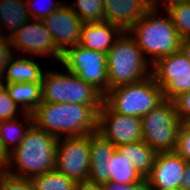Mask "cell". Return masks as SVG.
Returning a JSON list of instances; mask_svg holds the SVG:
<instances>
[{"instance_id": "cell-1", "label": "cell", "mask_w": 190, "mask_h": 190, "mask_svg": "<svg viewBox=\"0 0 190 190\" xmlns=\"http://www.w3.org/2000/svg\"><path fill=\"white\" fill-rule=\"evenodd\" d=\"M100 109L101 106L42 101L32 113L33 124L57 138L84 136L98 130Z\"/></svg>"}, {"instance_id": "cell-2", "label": "cell", "mask_w": 190, "mask_h": 190, "mask_svg": "<svg viewBox=\"0 0 190 190\" xmlns=\"http://www.w3.org/2000/svg\"><path fill=\"white\" fill-rule=\"evenodd\" d=\"M58 140L33 124L19 145L8 154L3 170L26 179L54 170ZM13 165L19 170L18 173L12 170Z\"/></svg>"}, {"instance_id": "cell-3", "label": "cell", "mask_w": 190, "mask_h": 190, "mask_svg": "<svg viewBox=\"0 0 190 190\" xmlns=\"http://www.w3.org/2000/svg\"><path fill=\"white\" fill-rule=\"evenodd\" d=\"M159 10L149 9L129 30L138 47L153 65L157 60L180 50L181 36L173 25L170 14L157 17ZM134 33V34H133Z\"/></svg>"}, {"instance_id": "cell-4", "label": "cell", "mask_w": 190, "mask_h": 190, "mask_svg": "<svg viewBox=\"0 0 190 190\" xmlns=\"http://www.w3.org/2000/svg\"><path fill=\"white\" fill-rule=\"evenodd\" d=\"M147 60L135 39L123 31L107 52L109 89L151 76L152 65Z\"/></svg>"}, {"instance_id": "cell-5", "label": "cell", "mask_w": 190, "mask_h": 190, "mask_svg": "<svg viewBox=\"0 0 190 190\" xmlns=\"http://www.w3.org/2000/svg\"><path fill=\"white\" fill-rule=\"evenodd\" d=\"M164 100L162 88L153 76L109 89L103 102L114 112L142 118Z\"/></svg>"}, {"instance_id": "cell-6", "label": "cell", "mask_w": 190, "mask_h": 190, "mask_svg": "<svg viewBox=\"0 0 190 190\" xmlns=\"http://www.w3.org/2000/svg\"><path fill=\"white\" fill-rule=\"evenodd\" d=\"M103 98L104 95L92 84L82 81L70 71L67 74L50 70L43 75V102L102 106Z\"/></svg>"}, {"instance_id": "cell-7", "label": "cell", "mask_w": 190, "mask_h": 190, "mask_svg": "<svg viewBox=\"0 0 190 190\" xmlns=\"http://www.w3.org/2000/svg\"><path fill=\"white\" fill-rule=\"evenodd\" d=\"M181 121L173 101L164 99L142 117V141L158 152H175Z\"/></svg>"}, {"instance_id": "cell-8", "label": "cell", "mask_w": 190, "mask_h": 190, "mask_svg": "<svg viewBox=\"0 0 190 190\" xmlns=\"http://www.w3.org/2000/svg\"><path fill=\"white\" fill-rule=\"evenodd\" d=\"M60 62L67 71L92 84L103 95L109 90L107 54L76 45L68 47Z\"/></svg>"}, {"instance_id": "cell-9", "label": "cell", "mask_w": 190, "mask_h": 190, "mask_svg": "<svg viewBox=\"0 0 190 190\" xmlns=\"http://www.w3.org/2000/svg\"><path fill=\"white\" fill-rule=\"evenodd\" d=\"M55 169L76 182L88 181L90 171L89 134L64 136L63 140L59 138Z\"/></svg>"}, {"instance_id": "cell-10", "label": "cell", "mask_w": 190, "mask_h": 190, "mask_svg": "<svg viewBox=\"0 0 190 190\" xmlns=\"http://www.w3.org/2000/svg\"><path fill=\"white\" fill-rule=\"evenodd\" d=\"M151 69V75L163 90L164 99L172 101L190 91V62L180 50L157 60Z\"/></svg>"}, {"instance_id": "cell-11", "label": "cell", "mask_w": 190, "mask_h": 190, "mask_svg": "<svg viewBox=\"0 0 190 190\" xmlns=\"http://www.w3.org/2000/svg\"><path fill=\"white\" fill-rule=\"evenodd\" d=\"M97 131L116 147L134 143L142 140V118L114 112L103 102L98 112Z\"/></svg>"}, {"instance_id": "cell-12", "label": "cell", "mask_w": 190, "mask_h": 190, "mask_svg": "<svg viewBox=\"0 0 190 190\" xmlns=\"http://www.w3.org/2000/svg\"><path fill=\"white\" fill-rule=\"evenodd\" d=\"M9 39L13 49L30 53V56L40 55L43 57L51 54L59 62L62 58V52L56 47L42 20L31 19L27 21Z\"/></svg>"}, {"instance_id": "cell-13", "label": "cell", "mask_w": 190, "mask_h": 190, "mask_svg": "<svg viewBox=\"0 0 190 190\" xmlns=\"http://www.w3.org/2000/svg\"><path fill=\"white\" fill-rule=\"evenodd\" d=\"M64 3L49 16L42 19L51 34L56 47L63 53L68 46L79 45L83 22L79 16Z\"/></svg>"}, {"instance_id": "cell-14", "label": "cell", "mask_w": 190, "mask_h": 190, "mask_svg": "<svg viewBox=\"0 0 190 190\" xmlns=\"http://www.w3.org/2000/svg\"><path fill=\"white\" fill-rule=\"evenodd\" d=\"M186 164L176 152H158L146 178L149 190H180Z\"/></svg>"}, {"instance_id": "cell-15", "label": "cell", "mask_w": 190, "mask_h": 190, "mask_svg": "<svg viewBox=\"0 0 190 190\" xmlns=\"http://www.w3.org/2000/svg\"><path fill=\"white\" fill-rule=\"evenodd\" d=\"M105 21L128 31L149 10L147 0H103Z\"/></svg>"}, {"instance_id": "cell-16", "label": "cell", "mask_w": 190, "mask_h": 190, "mask_svg": "<svg viewBox=\"0 0 190 190\" xmlns=\"http://www.w3.org/2000/svg\"><path fill=\"white\" fill-rule=\"evenodd\" d=\"M122 32L118 26L108 21L84 23L79 45L107 54Z\"/></svg>"}, {"instance_id": "cell-17", "label": "cell", "mask_w": 190, "mask_h": 190, "mask_svg": "<svg viewBox=\"0 0 190 190\" xmlns=\"http://www.w3.org/2000/svg\"><path fill=\"white\" fill-rule=\"evenodd\" d=\"M12 55L1 77L5 83L33 82L42 83L44 72L41 66L29 58H16Z\"/></svg>"}, {"instance_id": "cell-18", "label": "cell", "mask_w": 190, "mask_h": 190, "mask_svg": "<svg viewBox=\"0 0 190 190\" xmlns=\"http://www.w3.org/2000/svg\"><path fill=\"white\" fill-rule=\"evenodd\" d=\"M4 87L24 113L32 114L42 102V83H4Z\"/></svg>"}, {"instance_id": "cell-19", "label": "cell", "mask_w": 190, "mask_h": 190, "mask_svg": "<svg viewBox=\"0 0 190 190\" xmlns=\"http://www.w3.org/2000/svg\"><path fill=\"white\" fill-rule=\"evenodd\" d=\"M119 154H125L132 160L135 170L146 179L154 165L157 152L140 140L134 143H128L116 147Z\"/></svg>"}, {"instance_id": "cell-20", "label": "cell", "mask_w": 190, "mask_h": 190, "mask_svg": "<svg viewBox=\"0 0 190 190\" xmlns=\"http://www.w3.org/2000/svg\"><path fill=\"white\" fill-rule=\"evenodd\" d=\"M30 19L26 0H0V30L3 36H5L1 29L3 23L10 31L8 37H11L16 30Z\"/></svg>"}, {"instance_id": "cell-21", "label": "cell", "mask_w": 190, "mask_h": 190, "mask_svg": "<svg viewBox=\"0 0 190 190\" xmlns=\"http://www.w3.org/2000/svg\"><path fill=\"white\" fill-rule=\"evenodd\" d=\"M22 117L25 119L26 126L23 125V122H19L18 118L0 121V141L7 154L19 145L26 132L33 125L32 114L24 113ZM10 145L12 146L9 147Z\"/></svg>"}, {"instance_id": "cell-22", "label": "cell", "mask_w": 190, "mask_h": 190, "mask_svg": "<svg viewBox=\"0 0 190 190\" xmlns=\"http://www.w3.org/2000/svg\"><path fill=\"white\" fill-rule=\"evenodd\" d=\"M108 171L110 182L115 184L133 185L144 180L135 170L132 160L117 151L108 163Z\"/></svg>"}, {"instance_id": "cell-23", "label": "cell", "mask_w": 190, "mask_h": 190, "mask_svg": "<svg viewBox=\"0 0 190 190\" xmlns=\"http://www.w3.org/2000/svg\"><path fill=\"white\" fill-rule=\"evenodd\" d=\"M31 181L35 190H76L78 183L56 169L34 176Z\"/></svg>"}, {"instance_id": "cell-24", "label": "cell", "mask_w": 190, "mask_h": 190, "mask_svg": "<svg viewBox=\"0 0 190 190\" xmlns=\"http://www.w3.org/2000/svg\"><path fill=\"white\" fill-rule=\"evenodd\" d=\"M68 5L83 23L105 21L103 0H76Z\"/></svg>"}, {"instance_id": "cell-25", "label": "cell", "mask_w": 190, "mask_h": 190, "mask_svg": "<svg viewBox=\"0 0 190 190\" xmlns=\"http://www.w3.org/2000/svg\"><path fill=\"white\" fill-rule=\"evenodd\" d=\"M90 162H109L116 151L113 145L100 132L89 134Z\"/></svg>"}, {"instance_id": "cell-26", "label": "cell", "mask_w": 190, "mask_h": 190, "mask_svg": "<svg viewBox=\"0 0 190 190\" xmlns=\"http://www.w3.org/2000/svg\"><path fill=\"white\" fill-rule=\"evenodd\" d=\"M167 11L181 38H190V0L171 5Z\"/></svg>"}, {"instance_id": "cell-27", "label": "cell", "mask_w": 190, "mask_h": 190, "mask_svg": "<svg viewBox=\"0 0 190 190\" xmlns=\"http://www.w3.org/2000/svg\"><path fill=\"white\" fill-rule=\"evenodd\" d=\"M0 190H35L31 179L12 176L0 170Z\"/></svg>"}, {"instance_id": "cell-28", "label": "cell", "mask_w": 190, "mask_h": 190, "mask_svg": "<svg viewBox=\"0 0 190 190\" xmlns=\"http://www.w3.org/2000/svg\"><path fill=\"white\" fill-rule=\"evenodd\" d=\"M18 105L10 98L9 92L3 87L0 90V121L17 118V113L24 114L22 109L18 110Z\"/></svg>"}, {"instance_id": "cell-29", "label": "cell", "mask_w": 190, "mask_h": 190, "mask_svg": "<svg viewBox=\"0 0 190 190\" xmlns=\"http://www.w3.org/2000/svg\"><path fill=\"white\" fill-rule=\"evenodd\" d=\"M175 152L185 161H190V123L180 125Z\"/></svg>"}, {"instance_id": "cell-30", "label": "cell", "mask_w": 190, "mask_h": 190, "mask_svg": "<svg viewBox=\"0 0 190 190\" xmlns=\"http://www.w3.org/2000/svg\"><path fill=\"white\" fill-rule=\"evenodd\" d=\"M109 162H90L88 181L99 186L110 183V173L108 171Z\"/></svg>"}, {"instance_id": "cell-31", "label": "cell", "mask_w": 190, "mask_h": 190, "mask_svg": "<svg viewBox=\"0 0 190 190\" xmlns=\"http://www.w3.org/2000/svg\"><path fill=\"white\" fill-rule=\"evenodd\" d=\"M172 101L181 123H190V91L178 95Z\"/></svg>"}, {"instance_id": "cell-32", "label": "cell", "mask_w": 190, "mask_h": 190, "mask_svg": "<svg viewBox=\"0 0 190 190\" xmlns=\"http://www.w3.org/2000/svg\"><path fill=\"white\" fill-rule=\"evenodd\" d=\"M33 0H26V6L30 15V18L42 20L43 18L49 16L53 11L57 10L59 7L63 5L61 2H55V0L49 2V4L45 5L42 9L33 10L35 6L32 4ZM34 6V7H33Z\"/></svg>"}, {"instance_id": "cell-33", "label": "cell", "mask_w": 190, "mask_h": 190, "mask_svg": "<svg viewBox=\"0 0 190 190\" xmlns=\"http://www.w3.org/2000/svg\"><path fill=\"white\" fill-rule=\"evenodd\" d=\"M10 39L8 36L0 37V79L3 75L5 67L8 64L10 57L13 55Z\"/></svg>"}, {"instance_id": "cell-34", "label": "cell", "mask_w": 190, "mask_h": 190, "mask_svg": "<svg viewBox=\"0 0 190 190\" xmlns=\"http://www.w3.org/2000/svg\"><path fill=\"white\" fill-rule=\"evenodd\" d=\"M101 188L102 190H149L146 179L133 185L115 184L110 182L101 186Z\"/></svg>"}, {"instance_id": "cell-35", "label": "cell", "mask_w": 190, "mask_h": 190, "mask_svg": "<svg viewBox=\"0 0 190 190\" xmlns=\"http://www.w3.org/2000/svg\"><path fill=\"white\" fill-rule=\"evenodd\" d=\"M183 1H188V0H163L162 4L165 7V10H167L171 5H174V4L183 2ZM158 3H159L158 0H147V4H148L149 9H156V10H158V7H157Z\"/></svg>"}, {"instance_id": "cell-36", "label": "cell", "mask_w": 190, "mask_h": 190, "mask_svg": "<svg viewBox=\"0 0 190 190\" xmlns=\"http://www.w3.org/2000/svg\"><path fill=\"white\" fill-rule=\"evenodd\" d=\"M180 190H190V161L185 166L184 176L181 179Z\"/></svg>"}, {"instance_id": "cell-37", "label": "cell", "mask_w": 190, "mask_h": 190, "mask_svg": "<svg viewBox=\"0 0 190 190\" xmlns=\"http://www.w3.org/2000/svg\"><path fill=\"white\" fill-rule=\"evenodd\" d=\"M76 190H102V188L93 182L82 181L77 183Z\"/></svg>"}, {"instance_id": "cell-38", "label": "cell", "mask_w": 190, "mask_h": 190, "mask_svg": "<svg viewBox=\"0 0 190 190\" xmlns=\"http://www.w3.org/2000/svg\"><path fill=\"white\" fill-rule=\"evenodd\" d=\"M180 51L190 62V38H183L181 40Z\"/></svg>"}, {"instance_id": "cell-39", "label": "cell", "mask_w": 190, "mask_h": 190, "mask_svg": "<svg viewBox=\"0 0 190 190\" xmlns=\"http://www.w3.org/2000/svg\"><path fill=\"white\" fill-rule=\"evenodd\" d=\"M7 159H8V154L4 151L0 141V170L5 167Z\"/></svg>"}, {"instance_id": "cell-40", "label": "cell", "mask_w": 190, "mask_h": 190, "mask_svg": "<svg viewBox=\"0 0 190 190\" xmlns=\"http://www.w3.org/2000/svg\"><path fill=\"white\" fill-rule=\"evenodd\" d=\"M4 87V82L1 81L0 79V90Z\"/></svg>"}]
</instances>
